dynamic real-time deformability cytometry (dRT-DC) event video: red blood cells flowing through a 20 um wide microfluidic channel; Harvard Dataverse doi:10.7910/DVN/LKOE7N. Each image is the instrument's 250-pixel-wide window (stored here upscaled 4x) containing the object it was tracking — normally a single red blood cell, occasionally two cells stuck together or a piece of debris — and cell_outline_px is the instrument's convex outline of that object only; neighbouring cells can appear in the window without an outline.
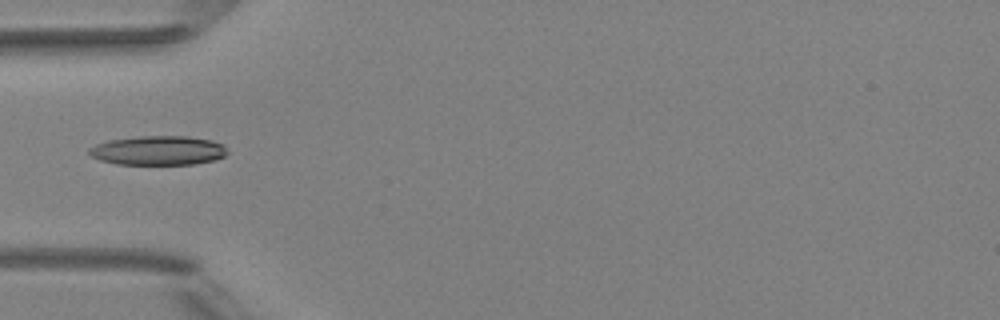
{"species": "Egyptian fruit bat (a non-hibernating species)", "species_latin": "Rousettus aegyptiacus", "temperature_condition": "room temperature", "stored_images_in_passage": 4, "camera_frame_rate_fps": 3000, "um_per_image_px": 0.085, "animal": {"sex": "female"}, "frame": {"image": 1, "passage_image": 4, "time_ms": 4.333, "image_size_px": [1000, 320], "cell_outline_px": [[228, 152], [224, 156], [212, 160], [192, 164], [116, 164], [100, 160], [92, 156], [88, 152], [88, 148], [96, 144], [108, 140], [140, 136], [188, 136], [212, 140], [224, 144]], "centroid_in_image_um": [13.44, 12.78], "position_along_channel_um": 71.6, "area_um2": 23.58}}